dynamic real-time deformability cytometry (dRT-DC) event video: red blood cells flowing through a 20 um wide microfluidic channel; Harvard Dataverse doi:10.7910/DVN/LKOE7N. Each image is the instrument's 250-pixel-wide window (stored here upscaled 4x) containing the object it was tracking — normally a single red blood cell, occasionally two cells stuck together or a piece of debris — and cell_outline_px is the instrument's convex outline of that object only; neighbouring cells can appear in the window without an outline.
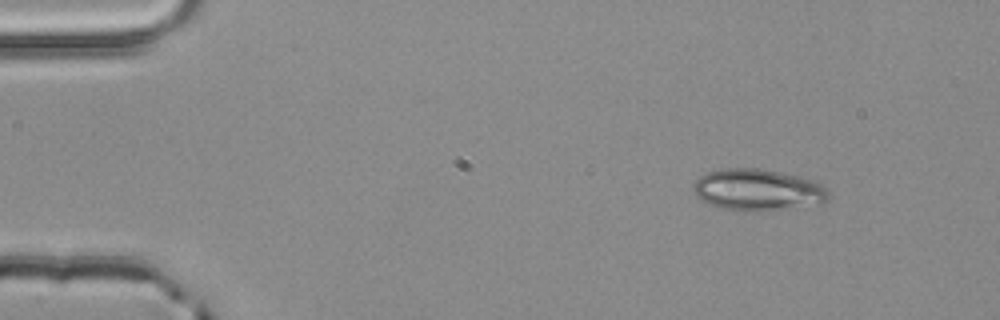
{"species": "common noctule bat (a hibernating species)", "species_latin": "Nyctalus noctula", "temperature_condition": "room temperature", "stored_images_in_passage": 3, "camera_frame_rate_fps": 3000, "um_per_image_px": 0.085, "animal": {"sex": "male", "body_mass_g": 20.4}, "frame": {"image": 1, "passage_image": 1, "time_ms": 0.0, "image_size_px": [1000, 320], "cell_outline_px": [[828, 196], [824, 204], [780, 208], [724, 208], [712, 204], [696, 196], [692, 188], [692, 184], [700, 176], [708, 172], [728, 168], [756, 168], [780, 172], [800, 176], [812, 180], [820, 184], [828, 192]], "centroid_in_image_um": [64.41, 16.08], "position_along_channel_um": 20.6, "area_um2": 31.5}}